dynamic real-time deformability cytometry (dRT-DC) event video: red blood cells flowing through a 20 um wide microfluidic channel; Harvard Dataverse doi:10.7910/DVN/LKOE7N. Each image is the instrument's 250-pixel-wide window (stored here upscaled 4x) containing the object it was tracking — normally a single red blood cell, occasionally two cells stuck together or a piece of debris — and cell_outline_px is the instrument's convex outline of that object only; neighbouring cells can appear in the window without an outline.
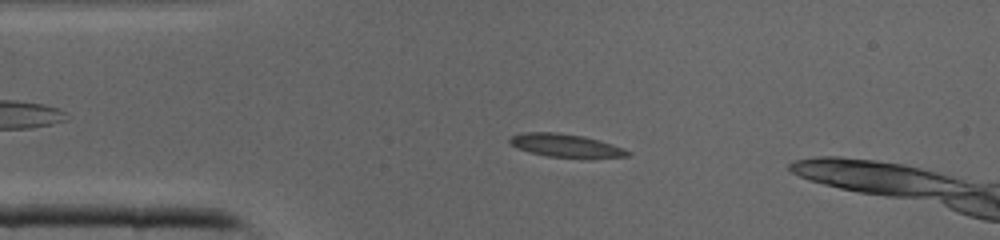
{"species": "common noctule bat (a hibernating species)", "species_latin": "Nyctalus noctula", "temperature_condition": "cold", "stored_images_in_passage": 41, "camera_frame_rate_fps": 3000, "um_per_image_px": 0.085, "animal": {"sex": "male", "body_mass_g": 19.0, "forearm_length_mm": 50.8}, "frame": {"image": 1, "passage_image": 8, "time_ms": 2.333, "image_size_px": [1000, 240], "cell_outline_px": [[632, 152], [628, 156], [548, 156], [528, 152], [516, 148], [508, 140], [512, 136], [524, 132], [556, 132], [584, 136], [600, 140], [624, 148]], "centroid_in_image_um": [48.03, 12.33], "position_along_channel_um": 37.0, "area_um2": 15.37}}
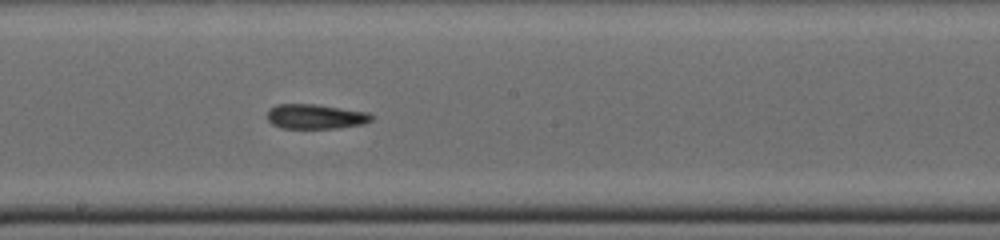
{"frame": {"image": 2, "passage_image": 21, "time_ms": 6.667, "image_size_px": [1000, 240], "cell_outline_px": [[372, 120], [364, 124], [336, 128], [280, 128], [272, 124], [268, 120], [268, 108], [276, 104], [312, 104], [368, 112], [372, 116]], "centroid_in_image_um": [26.78, 9.91], "position_along_channel_um": 221.4, "area_um2": 14.97}}
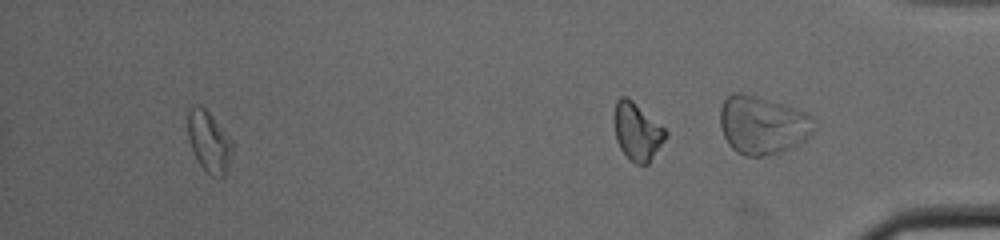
{"frame": {"image": 3, "passage_image": 38, "time_ms": 12.333, "image_size_px": [1000, 240], "cell_outline_px": [[236, 144], [228, 168], [224, 176], [220, 180], [212, 176], [200, 164], [192, 152], [188, 140], [184, 116], [188, 108], [196, 104], [200, 104], [212, 116]], "centroid_in_image_um": [17.74, 12.01], "position_along_channel_um": 417.5, "area_um2": 16.76}}